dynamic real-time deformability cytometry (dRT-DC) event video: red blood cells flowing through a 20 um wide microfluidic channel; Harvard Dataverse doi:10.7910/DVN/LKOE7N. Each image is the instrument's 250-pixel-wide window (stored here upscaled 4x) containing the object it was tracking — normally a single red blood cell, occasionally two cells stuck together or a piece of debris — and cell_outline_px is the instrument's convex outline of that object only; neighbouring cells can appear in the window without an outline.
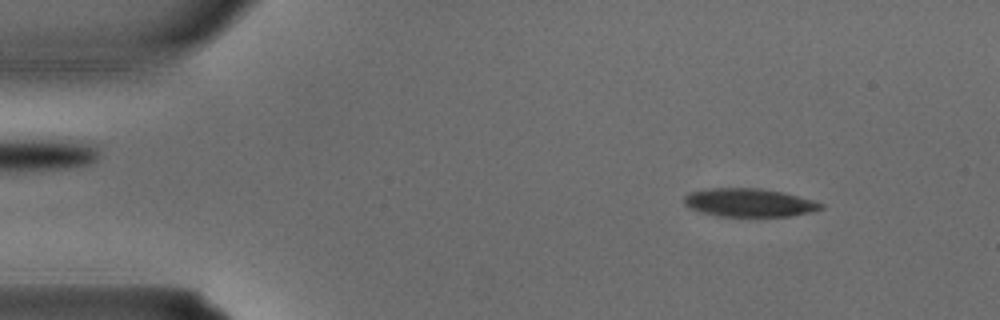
{"species": "common noctule bat (a hibernating species)", "species_latin": "Nyctalus noctula", "temperature_condition": "warm", "stored_images_in_passage": 3, "camera_frame_rate_fps": 3000, "um_per_image_px": 0.085, "animal": {"sex": "male", "body_mass_g": 15.6}, "frame": {"image": 1, "passage_image": 2, "time_ms": 0.333, "image_size_px": [1000, 320], "cell_outline_px": [[824, 208], [792, 216], [716, 216], [700, 212], [688, 208], [684, 204], [684, 196], [688, 192], [712, 188], [760, 188], [780, 192], [812, 200], [824, 204]], "centroid_in_image_um": [63.61, 17.23], "position_along_channel_um": 21.4, "area_um2": 22.48}}